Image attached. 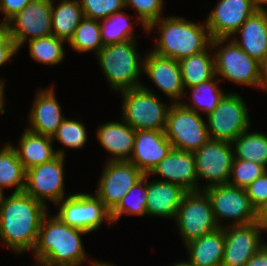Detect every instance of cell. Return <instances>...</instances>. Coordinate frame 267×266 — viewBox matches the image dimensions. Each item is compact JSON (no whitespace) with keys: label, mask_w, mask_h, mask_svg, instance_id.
Listing matches in <instances>:
<instances>
[{"label":"cell","mask_w":267,"mask_h":266,"mask_svg":"<svg viewBox=\"0 0 267 266\" xmlns=\"http://www.w3.org/2000/svg\"><path fill=\"white\" fill-rule=\"evenodd\" d=\"M47 206L32 196L12 193L8 198L0 195V241L15 253L32 251Z\"/></svg>","instance_id":"cell-1"},{"label":"cell","mask_w":267,"mask_h":266,"mask_svg":"<svg viewBox=\"0 0 267 266\" xmlns=\"http://www.w3.org/2000/svg\"><path fill=\"white\" fill-rule=\"evenodd\" d=\"M46 214L41 222L34 249L42 266H80L87 260L81 235L87 232L70 227L57 216Z\"/></svg>","instance_id":"cell-2"},{"label":"cell","mask_w":267,"mask_h":266,"mask_svg":"<svg viewBox=\"0 0 267 266\" xmlns=\"http://www.w3.org/2000/svg\"><path fill=\"white\" fill-rule=\"evenodd\" d=\"M158 26L160 38L156 39V48L152 51L157 55L177 61L211 49L212 37L206 23L201 25L182 17L169 16L152 23L147 32Z\"/></svg>","instance_id":"cell-3"},{"label":"cell","mask_w":267,"mask_h":266,"mask_svg":"<svg viewBox=\"0 0 267 266\" xmlns=\"http://www.w3.org/2000/svg\"><path fill=\"white\" fill-rule=\"evenodd\" d=\"M96 55L104 76L115 91L121 92L143 85L138 80L143 71V60L136 51L135 39L104 46Z\"/></svg>","instance_id":"cell-4"},{"label":"cell","mask_w":267,"mask_h":266,"mask_svg":"<svg viewBox=\"0 0 267 266\" xmlns=\"http://www.w3.org/2000/svg\"><path fill=\"white\" fill-rule=\"evenodd\" d=\"M122 117L135 130H165L171 104L164 105L152 90L141 86L125 91Z\"/></svg>","instance_id":"cell-5"},{"label":"cell","mask_w":267,"mask_h":266,"mask_svg":"<svg viewBox=\"0 0 267 266\" xmlns=\"http://www.w3.org/2000/svg\"><path fill=\"white\" fill-rule=\"evenodd\" d=\"M229 41V42H227ZM214 52L215 75H221L234 84L259 87L260 69L259 62L244 52L231 38L212 39L211 47L215 48L222 43Z\"/></svg>","instance_id":"cell-6"},{"label":"cell","mask_w":267,"mask_h":266,"mask_svg":"<svg viewBox=\"0 0 267 266\" xmlns=\"http://www.w3.org/2000/svg\"><path fill=\"white\" fill-rule=\"evenodd\" d=\"M164 132L173 149L193 153L210 139L199 113L181 103H171Z\"/></svg>","instance_id":"cell-7"},{"label":"cell","mask_w":267,"mask_h":266,"mask_svg":"<svg viewBox=\"0 0 267 266\" xmlns=\"http://www.w3.org/2000/svg\"><path fill=\"white\" fill-rule=\"evenodd\" d=\"M174 220L185 245L220 228L204 191L187 192Z\"/></svg>","instance_id":"cell-8"},{"label":"cell","mask_w":267,"mask_h":266,"mask_svg":"<svg viewBox=\"0 0 267 266\" xmlns=\"http://www.w3.org/2000/svg\"><path fill=\"white\" fill-rule=\"evenodd\" d=\"M247 110L245 102L238 94H225L214 111L207 115L209 138L232 143L250 129Z\"/></svg>","instance_id":"cell-9"},{"label":"cell","mask_w":267,"mask_h":266,"mask_svg":"<svg viewBox=\"0 0 267 266\" xmlns=\"http://www.w3.org/2000/svg\"><path fill=\"white\" fill-rule=\"evenodd\" d=\"M57 204L60 208L55 216L70 227L87 233L98 230L104 221L112 223L111 211L96 195L76 193Z\"/></svg>","instance_id":"cell-10"},{"label":"cell","mask_w":267,"mask_h":266,"mask_svg":"<svg viewBox=\"0 0 267 266\" xmlns=\"http://www.w3.org/2000/svg\"><path fill=\"white\" fill-rule=\"evenodd\" d=\"M211 203L215 220L223 227L219 219H234L232 224L248 225L257 221V210L252 206L246 189L229 184L213 186L203 190Z\"/></svg>","instance_id":"cell-11"},{"label":"cell","mask_w":267,"mask_h":266,"mask_svg":"<svg viewBox=\"0 0 267 266\" xmlns=\"http://www.w3.org/2000/svg\"><path fill=\"white\" fill-rule=\"evenodd\" d=\"M51 21L52 0H33L10 18L5 26L20 50L26 41L51 36Z\"/></svg>","instance_id":"cell-12"},{"label":"cell","mask_w":267,"mask_h":266,"mask_svg":"<svg viewBox=\"0 0 267 266\" xmlns=\"http://www.w3.org/2000/svg\"><path fill=\"white\" fill-rule=\"evenodd\" d=\"M232 151L230 142L209 139L194 152L197 178L209 181V184L202 187V191L228 184L235 156Z\"/></svg>","instance_id":"cell-13"},{"label":"cell","mask_w":267,"mask_h":266,"mask_svg":"<svg viewBox=\"0 0 267 266\" xmlns=\"http://www.w3.org/2000/svg\"><path fill=\"white\" fill-rule=\"evenodd\" d=\"M57 156L52 161L37 165L26 170L24 192L45 206L46 200L57 205L65 199L64 193V159Z\"/></svg>","instance_id":"cell-14"},{"label":"cell","mask_w":267,"mask_h":266,"mask_svg":"<svg viewBox=\"0 0 267 266\" xmlns=\"http://www.w3.org/2000/svg\"><path fill=\"white\" fill-rule=\"evenodd\" d=\"M145 174L128 161H108L95 195L112 211Z\"/></svg>","instance_id":"cell-15"},{"label":"cell","mask_w":267,"mask_h":266,"mask_svg":"<svg viewBox=\"0 0 267 266\" xmlns=\"http://www.w3.org/2000/svg\"><path fill=\"white\" fill-rule=\"evenodd\" d=\"M224 229L225 245L221 266H245L251 257L264 245L262 228L257 222L248 225H232Z\"/></svg>","instance_id":"cell-16"},{"label":"cell","mask_w":267,"mask_h":266,"mask_svg":"<svg viewBox=\"0 0 267 266\" xmlns=\"http://www.w3.org/2000/svg\"><path fill=\"white\" fill-rule=\"evenodd\" d=\"M257 10L252 0H219L205 23L212 39L231 38Z\"/></svg>","instance_id":"cell-17"},{"label":"cell","mask_w":267,"mask_h":266,"mask_svg":"<svg viewBox=\"0 0 267 266\" xmlns=\"http://www.w3.org/2000/svg\"><path fill=\"white\" fill-rule=\"evenodd\" d=\"M143 71L173 103H180L185 94L179 62L150 52L143 59ZM179 99V101H178Z\"/></svg>","instance_id":"cell-18"},{"label":"cell","mask_w":267,"mask_h":266,"mask_svg":"<svg viewBox=\"0 0 267 266\" xmlns=\"http://www.w3.org/2000/svg\"><path fill=\"white\" fill-rule=\"evenodd\" d=\"M173 149L164 130H136L134 148L128 162L149 174Z\"/></svg>","instance_id":"cell-19"},{"label":"cell","mask_w":267,"mask_h":266,"mask_svg":"<svg viewBox=\"0 0 267 266\" xmlns=\"http://www.w3.org/2000/svg\"><path fill=\"white\" fill-rule=\"evenodd\" d=\"M151 174H159L165 178L160 181L178 185L187 192L201 191L197 185L196 160L193 152L172 149L148 175Z\"/></svg>","instance_id":"cell-20"},{"label":"cell","mask_w":267,"mask_h":266,"mask_svg":"<svg viewBox=\"0 0 267 266\" xmlns=\"http://www.w3.org/2000/svg\"><path fill=\"white\" fill-rule=\"evenodd\" d=\"M29 114L31 127L27 130L52 137L66 117L62 116L61 107L52 88L39 90Z\"/></svg>","instance_id":"cell-21"},{"label":"cell","mask_w":267,"mask_h":266,"mask_svg":"<svg viewBox=\"0 0 267 266\" xmlns=\"http://www.w3.org/2000/svg\"><path fill=\"white\" fill-rule=\"evenodd\" d=\"M234 42L249 56L256 59L259 63L267 54V10L258 9L242 24L234 35Z\"/></svg>","instance_id":"cell-22"},{"label":"cell","mask_w":267,"mask_h":266,"mask_svg":"<svg viewBox=\"0 0 267 266\" xmlns=\"http://www.w3.org/2000/svg\"><path fill=\"white\" fill-rule=\"evenodd\" d=\"M136 130L126 122H108L98 127L97 138L100 145L113 157L107 161H129Z\"/></svg>","instance_id":"cell-23"},{"label":"cell","mask_w":267,"mask_h":266,"mask_svg":"<svg viewBox=\"0 0 267 266\" xmlns=\"http://www.w3.org/2000/svg\"><path fill=\"white\" fill-rule=\"evenodd\" d=\"M187 193L182 187L170 182H148L147 215L176 218L178 208Z\"/></svg>","instance_id":"cell-24"},{"label":"cell","mask_w":267,"mask_h":266,"mask_svg":"<svg viewBox=\"0 0 267 266\" xmlns=\"http://www.w3.org/2000/svg\"><path fill=\"white\" fill-rule=\"evenodd\" d=\"M52 141L50 136L39 135L25 129L19 140L20 148L13 146L11 143L10 145L16 151L25 170H28L31 167L48 163L58 155L65 157L63 149H53Z\"/></svg>","instance_id":"cell-25"},{"label":"cell","mask_w":267,"mask_h":266,"mask_svg":"<svg viewBox=\"0 0 267 266\" xmlns=\"http://www.w3.org/2000/svg\"><path fill=\"white\" fill-rule=\"evenodd\" d=\"M225 245L223 227L186 244L189 262L194 266H221Z\"/></svg>","instance_id":"cell-26"},{"label":"cell","mask_w":267,"mask_h":266,"mask_svg":"<svg viewBox=\"0 0 267 266\" xmlns=\"http://www.w3.org/2000/svg\"><path fill=\"white\" fill-rule=\"evenodd\" d=\"M84 18L79 0H61L55 7L52 1V35L66 43L73 38L75 30Z\"/></svg>","instance_id":"cell-27"},{"label":"cell","mask_w":267,"mask_h":266,"mask_svg":"<svg viewBox=\"0 0 267 266\" xmlns=\"http://www.w3.org/2000/svg\"><path fill=\"white\" fill-rule=\"evenodd\" d=\"M208 49L179 60L184 89L191 88L215 76L214 55Z\"/></svg>","instance_id":"cell-28"},{"label":"cell","mask_w":267,"mask_h":266,"mask_svg":"<svg viewBox=\"0 0 267 266\" xmlns=\"http://www.w3.org/2000/svg\"><path fill=\"white\" fill-rule=\"evenodd\" d=\"M26 170L19 160L16 151L7 143L0 150V195L5 187H16L13 193L25 190Z\"/></svg>","instance_id":"cell-29"},{"label":"cell","mask_w":267,"mask_h":266,"mask_svg":"<svg viewBox=\"0 0 267 266\" xmlns=\"http://www.w3.org/2000/svg\"><path fill=\"white\" fill-rule=\"evenodd\" d=\"M248 132H243L231 143L237 154L234 159L253 161L267 168V134Z\"/></svg>","instance_id":"cell-30"},{"label":"cell","mask_w":267,"mask_h":266,"mask_svg":"<svg viewBox=\"0 0 267 266\" xmlns=\"http://www.w3.org/2000/svg\"><path fill=\"white\" fill-rule=\"evenodd\" d=\"M148 174H145L128 191L118 205L111 211L112 222H116L123 214L147 215L146 203L148 195Z\"/></svg>","instance_id":"cell-31"},{"label":"cell","mask_w":267,"mask_h":266,"mask_svg":"<svg viewBox=\"0 0 267 266\" xmlns=\"http://www.w3.org/2000/svg\"><path fill=\"white\" fill-rule=\"evenodd\" d=\"M215 79L216 75L206 82L188 88L192 93L191 105L182 101L180 103L195 112L204 111L207 115L212 113L225 95L217 85L219 80Z\"/></svg>","instance_id":"cell-32"},{"label":"cell","mask_w":267,"mask_h":266,"mask_svg":"<svg viewBox=\"0 0 267 266\" xmlns=\"http://www.w3.org/2000/svg\"><path fill=\"white\" fill-rule=\"evenodd\" d=\"M124 11L115 12L113 15L99 21L101 39L104 46L135 39L132 23Z\"/></svg>","instance_id":"cell-33"},{"label":"cell","mask_w":267,"mask_h":266,"mask_svg":"<svg viewBox=\"0 0 267 266\" xmlns=\"http://www.w3.org/2000/svg\"><path fill=\"white\" fill-rule=\"evenodd\" d=\"M68 44L79 53L95 51L97 54L104 47L99 21L84 17Z\"/></svg>","instance_id":"cell-34"},{"label":"cell","mask_w":267,"mask_h":266,"mask_svg":"<svg viewBox=\"0 0 267 266\" xmlns=\"http://www.w3.org/2000/svg\"><path fill=\"white\" fill-rule=\"evenodd\" d=\"M27 42L29 43L31 58L42 64L57 65L65 56L63 47L65 41L54 35L32 39Z\"/></svg>","instance_id":"cell-35"},{"label":"cell","mask_w":267,"mask_h":266,"mask_svg":"<svg viewBox=\"0 0 267 266\" xmlns=\"http://www.w3.org/2000/svg\"><path fill=\"white\" fill-rule=\"evenodd\" d=\"M267 168L253 161L234 159L228 184L246 189L253 181L260 177Z\"/></svg>","instance_id":"cell-36"},{"label":"cell","mask_w":267,"mask_h":266,"mask_svg":"<svg viewBox=\"0 0 267 266\" xmlns=\"http://www.w3.org/2000/svg\"><path fill=\"white\" fill-rule=\"evenodd\" d=\"M83 123L69 120L67 118L58 127L57 132L52 136V140H58L64 146L80 149L87 141V133Z\"/></svg>","instance_id":"cell-37"},{"label":"cell","mask_w":267,"mask_h":266,"mask_svg":"<svg viewBox=\"0 0 267 266\" xmlns=\"http://www.w3.org/2000/svg\"><path fill=\"white\" fill-rule=\"evenodd\" d=\"M86 18L103 20L125 9V0H79Z\"/></svg>","instance_id":"cell-38"},{"label":"cell","mask_w":267,"mask_h":266,"mask_svg":"<svg viewBox=\"0 0 267 266\" xmlns=\"http://www.w3.org/2000/svg\"><path fill=\"white\" fill-rule=\"evenodd\" d=\"M163 0H125V7L129 5L135 8L138 12V20L147 31V28L160 18L163 13Z\"/></svg>","instance_id":"cell-39"},{"label":"cell","mask_w":267,"mask_h":266,"mask_svg":"<svg viewBox=\"0 0 267 266\" xmlns=\"http://www.w3.org/2000/svg\"><path fill=\"white\" fill-rule=\"evenodd\" d=\"M246 192L256 210L267 202V170L246 188Z\"/></svg>","instance_id":"cell-40"},{"label":"cell","mask_w":267,"mask_h":266,"mask_svg":"<svg viewBox=\"0 0 267 266\" xmlns=\"http://www.w3.org/2000/svg\"><path fill=\"white\" fill-rule=\"evenodd\" d=\"M18 48L5 24H0V66L4 65L17 53Z\"/></svg>","instance_id":"cell-41"},{"label":"cell","mask_w":267,"mask_h":266,"mask_svg":"<svg viewBox=\"0 0 267 266\" xmlns=\"http://www.w3.org/2000/svg\"><path fill=\"white\" fill-rule=\"evenodd\" d=\"M31 1L33 0H0V12H3L5 17L4 21H0V24H5Z\"/></svg>","instance_id":"cell-42"},{"label":"cell","mask_w":267,"mask_h":266,"mask_svg":"<svg viewBox=\"0 0 267 266\" xmlns=\"http://www.w3.org/2000/svg\"><path fill=\"white\" fill-rule=\"evenodd\" d=\"M245 266H267V244L262 247L251 257Z\"/></svg>","instance_id":"cell-43"},{"label":"cell","mask_w":267,"mask_h":266,"mask_svg":"<svg viewBox=\"0 0 267 266\" xmlns=\"http://www.w3.org/2000/svg\"><path fill=\"white\" fill-rule=\"evenodd\" d=\"M260 79L259 87L267 90V54L264 59L259 63Z\"/></svg>","instance_id":"cell-44"},{"label":"cell","mask_w":267,"mask_h":266,"mask_svg":"<svg viewBox=\"0 0 267 266\" xmlns=\"http://www.w3.org/2000/svg\"><path fill=\"white\" fill-rule=\"evenodd\" d=\"M257 224L267 231V202L257 210Z\"/></svg>","instance_id":"cell-45"},{"label":"cell","mask_w":267,"mask_h":266,"mask_svg":"<svg viewBox=\"0 0 267 266\" xmlns=\"http://www.w3.org/2000/svg\"><path fill=\"white\" fill-rule=\"evenodd\" d=\"M4 82L3 80H0V113L1 114H4L5 112V109L3 108V105H4Z\"/></svg>","instance_id":"cell-46"},{"label":"cell","mask_w":267,"mask_h":266,"mask_svg":"<svg viewBox=\"0 0 267 266\" xmlns=\"http://www.w3.org/2000/svg\"><path fill=\"white\" fill-rule=\"evenodd\" d=\"M252 1L258 9H264L263 4H267V0H252Z\"/></svg>","instance_id":"cell-47"},{"label":"cell","mask_w":267,"mask_h":266,"mask_svg":"<svg viewBox=\"0 0 267 266\" xmlns=\"http://www.w3.org/2000/svg\"><path fill=\"white\" fill-rule=\"evenodd\" d=\"M90 264H91V266H114L111 264H107L104 262H98V261H91Z\"/></svg>","instance_id":"cell-48"},{"label":"cell","mask_w":267,"mask_h":266,"mask_svg":"<svg viewBox=\"0 0 267 266\" xmlns=\"http://www.w3.org/2000/svg\"><path fill=\"white\" fill-rule=\"evenodd\" d=\"M172 266H194L193 264H191L189 261H185V262H179L175 265Z\"/></svg>","instance_id":"cell-49"}]
</instances>
